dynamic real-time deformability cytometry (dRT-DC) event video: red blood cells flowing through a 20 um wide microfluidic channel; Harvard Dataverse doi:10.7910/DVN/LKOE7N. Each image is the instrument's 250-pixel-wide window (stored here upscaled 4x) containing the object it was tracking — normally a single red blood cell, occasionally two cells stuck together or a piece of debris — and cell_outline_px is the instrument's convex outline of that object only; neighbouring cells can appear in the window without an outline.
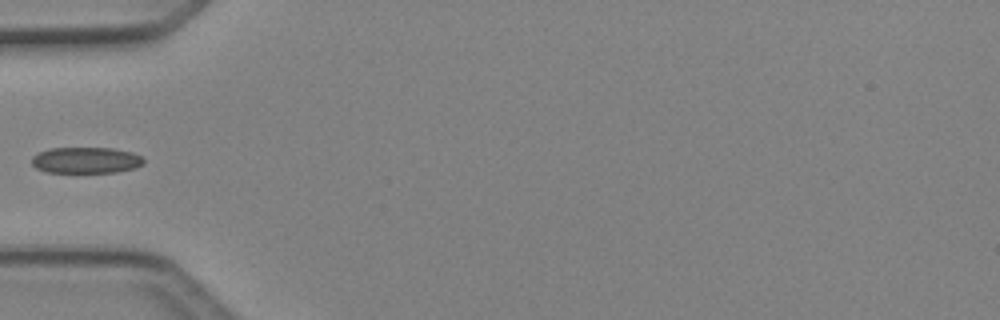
{"species": "Egyptian fruit bat (a non-hibernating species)", "species_latin": "Rousettus aegyptiacus", "temperature_condition": "cold", "stored_images_in_passage": 33, "camera_frame_rate_fps": 3000, "um_per_image_px": 0.085, "animal": {"sex": "female"}, "frame": {"image": 1, "passage_image": 1, "time_ms": 0.0, "image_size_px": [1000, 320], "cell_outline_px": [[144, 164], [136, 168], [116, 172], [44, 172], [36, 168], [32, 164], [32, 156], [36, 152], [48, 148], [112, 148], [132, 152], [140, 156], [144, 160]], "centroid_in_image_um": [7.28, 13.61], "position_along_channel_um": 77.7, "area_um2": 17.22}}
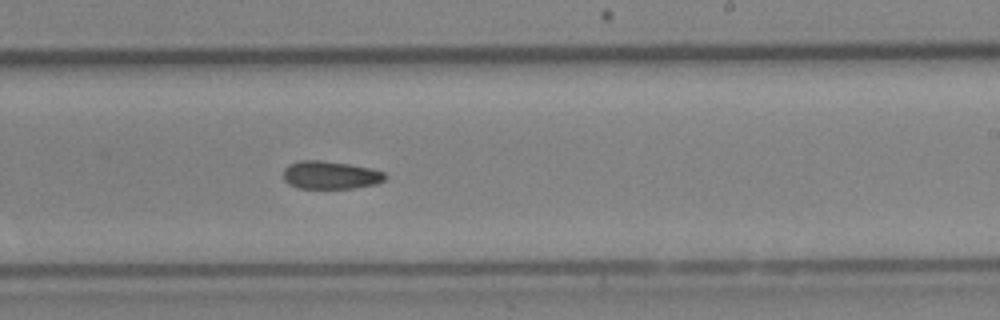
{"frame": {"image": 2, "passage_image": 14, "time_ms": 4.333, "image_size_px": [1000, 320], "cell_outline_px": [[388, 176], [384, 180], [376, 184], [352, 188], [300, 188], [288, 184], [284, 180], [284, 168], [288, 164], [300, 160], [320, 160], [348, 164], [372, 168], [384, 172]], "centroid_in_image_um": [28.09, 14.87], "position_along_channel_um": 260.9, "area_um2": 16.65}}
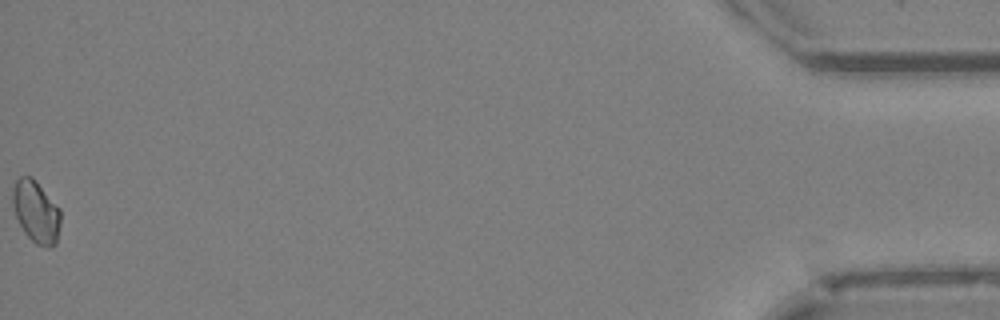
{"frame": {"image": 3, "passage_image": 33, "time_ms": 10.667, "image_size_px": [1000, 320], "cell_outline_px": [[60, 224], [56, 244], [48, 248], [36, 244], [24, 232], [16, 216], [12, 204], [12, 192], [16, 180], [20, 176], [32, 176], [36, 180], [60, 208]], "centroid_in_image_um": [3.07, 17.98], "position_along_channel_um": 432.1, "area_um2": 17.4}}